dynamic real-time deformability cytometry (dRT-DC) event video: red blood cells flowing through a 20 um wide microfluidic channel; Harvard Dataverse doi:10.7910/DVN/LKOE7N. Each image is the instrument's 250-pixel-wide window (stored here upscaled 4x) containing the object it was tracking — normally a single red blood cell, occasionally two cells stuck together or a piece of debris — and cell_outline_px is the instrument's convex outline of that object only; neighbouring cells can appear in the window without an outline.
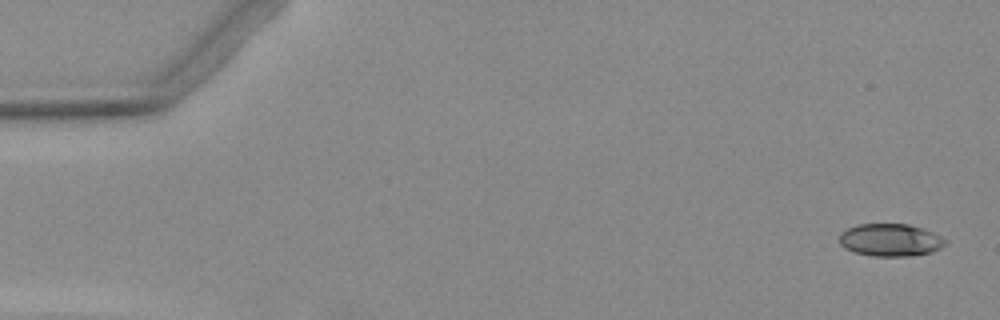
{"species": "Egyptian fruit bat (a non-hibernating species)", "species_latin": "Rousettus aegyptiacus", "temperature_condition": "warm", "stored_images_in_passage": 5, "camera_frame_rate_fps": 3000, "um_per_image_px": 0.085, "animal": {"sex": "female"}, "frame": {"image": 1, "passage_image": 1, "time_ms": 0.0, "image_size_px": [1000, 320], "cell_outline_px": [[948, 244], [932, 252], [908, 256], [872, 256], [856, 252], [844, 248], [840, 244], [840, 232], [856, 224], [908, 224], [932, 232], [948, 240]], "centroid_in_image_um": [75.69, 20.4], "position_along_channel_um": 9.3, "area_um2": 20.11}}
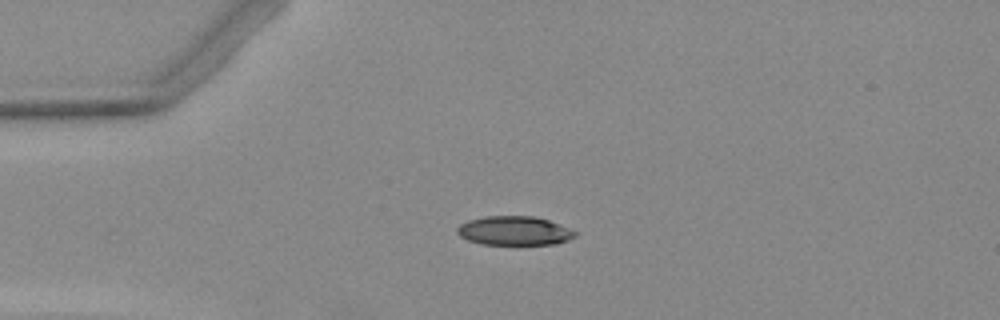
{"frame": {"image": 2, "passage_image": 4, "time_ms": 3.667, "image_size_px": [1000, 320], "cell_outline_px": [[580, 232], [576, 236], [568, 240], [556, 244], [480, 244], [468, 240], [460, 236], [456, 232], [456, 228], [460, 224], [468, 220], [484, 216], [536, 216], [548, 220]], "centroid_in_image_um": [43.73, 19.61], "position_along_channel_um": 41.3, "area_um2": 20.11}}